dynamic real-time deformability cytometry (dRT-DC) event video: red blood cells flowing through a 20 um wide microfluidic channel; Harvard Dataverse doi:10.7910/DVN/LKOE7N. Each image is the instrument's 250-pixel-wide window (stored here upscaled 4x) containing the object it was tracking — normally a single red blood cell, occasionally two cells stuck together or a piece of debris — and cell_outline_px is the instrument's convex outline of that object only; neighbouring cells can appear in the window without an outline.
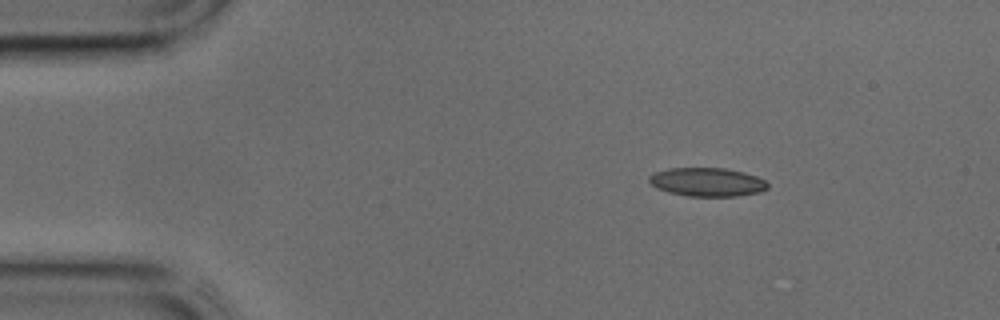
{"species": "common noctule bat (a hibernating species)", "species_latin": "Nyctalus noctula", "temperature_condition": "cold", "stored_images_in_passage": 38, "camera_frame_rate_fps": 3000, "um_per_image_px": 0.085, "animal": {"sex": "male", "body_mass_g": 17.9, "forearm_length_mm": 54.2}, "frame": {"image": 1, "passage_image": 1, "time_ms": 0.0, "image_size_px": [1000, 320], "cell_outline_px": [[768, 188], [760, 192], [736, 196], [688, 196], [668, 192], [656, 188], [648, 180], [648, 176], [656, 172], [668, 168], [724, 168], [744, 172], [756, 176], [764, 180], [768, 184]], "centroid_in_image_um": [60.1, 15.47], "position_along_channel_um": 24.9, "area_um2": 19.77}}
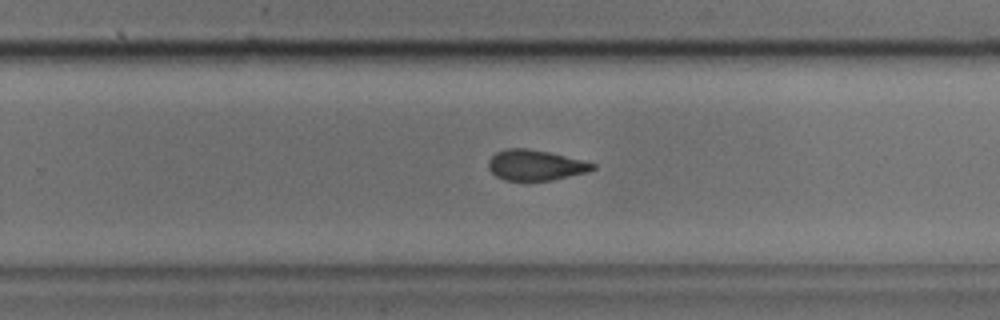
{"frame": {"image": 2, "passage_image": 22, "time_ms": 7.0, "image_size_px": [1000, 320], "cell_outline_px": [[596, 168], [588, 172], [552, 180], [504, 180], [496, 176], [488, 168], [488, 160], [496, 152], [508, 148], [528, 148], [548, 152], [596, 164]], "centroid_in_image_um": [45.49, 14.04], "position_along_channel_um": 284.3, "area_um2": 18.38}}
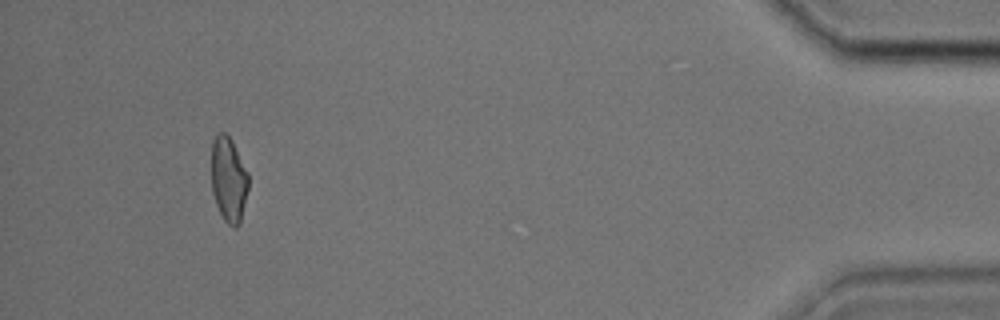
{"frame": {"image": 3, "passage_image": 35, "time_ms": 11.333, "image_size_px": [1000, 320], "cell_outline_px": [[248, 188], [240, 224], [236, 228], [228, 224], [224, 220], [216, 204], [212, 192], [212, 140], [220, 132], [224, 132], [232, 140], [248, 172]], "centroid_in_image_um": [19.44, 15.26], "position_along_channel_um": 415.8, "area_um2": 18.32}}